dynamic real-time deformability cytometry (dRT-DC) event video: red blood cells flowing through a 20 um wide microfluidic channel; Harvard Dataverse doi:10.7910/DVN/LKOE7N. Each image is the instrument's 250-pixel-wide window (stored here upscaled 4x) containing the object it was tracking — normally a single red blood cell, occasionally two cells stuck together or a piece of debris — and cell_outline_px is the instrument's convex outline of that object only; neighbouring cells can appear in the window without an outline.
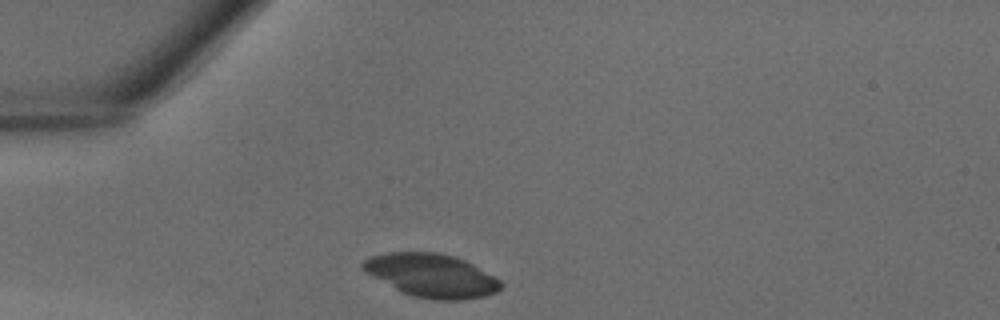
{"species": "common noctule bat (a hibernating species)", "species_latin": "Nyctalus noctula", "temperature_condition": "warm", "stored_images_in_passage": 26, "camera_frame_rate_fps": 3000, "um_per_image_px": 0.085, "animal": {"sex": "male", "body_mass_g": 18.8}, "frame": {"image": 1, "passage_image": 1, "time_ms": 0.0, "image_size_px": [1000, 320], "cell_outline_px": [[504, 284], [496, 292], [484, 296], [460, 300], [432, 300], [412, 296], [396, 288], [368, 272], [360, 264], [364, 260], [372, 256], [388, 252], [436, 252], [452, 256], [464, 260], [472, 264], [500, 280]], "centroid_in_image_um": [36.73, 23.42], "position_along_channel_um": 48.3, "area_um2": 34.16}}